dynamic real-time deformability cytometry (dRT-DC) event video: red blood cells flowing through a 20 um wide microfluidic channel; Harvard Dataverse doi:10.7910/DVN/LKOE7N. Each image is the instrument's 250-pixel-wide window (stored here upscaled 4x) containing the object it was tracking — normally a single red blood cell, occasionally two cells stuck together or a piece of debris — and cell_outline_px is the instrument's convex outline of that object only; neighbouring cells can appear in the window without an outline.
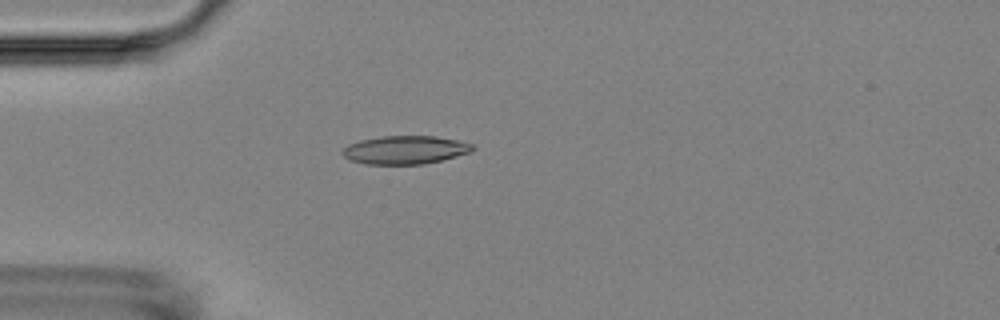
{"species": "Egyptian fruit bat (a non-hibernating species)", "species_latin": "Rousettus aegyptiacus", "temperature_condition": "room temperature", "stored_images_in_passage": 3, "camera_frame_rate_fps": 3000, "um_per_image_px": 0.085, "animal": {"sex": "female"}, "frame": {"image": 1, "passage_image": 3, "time_ms": 2.0, "image_size_px": [1000, 320], "cell_outline_px": [[476, 148], [472, 152], [424, 164], [364, 164], [348, 160], [340, 152], [348, 144], [360, 140], [384, 136], [436, 136], [456, 140], [472, 144]], "centroid_in_image_um": [34.41, 12.74], "position_along_channel_um": 50.6, "area_um2": 21.5}}